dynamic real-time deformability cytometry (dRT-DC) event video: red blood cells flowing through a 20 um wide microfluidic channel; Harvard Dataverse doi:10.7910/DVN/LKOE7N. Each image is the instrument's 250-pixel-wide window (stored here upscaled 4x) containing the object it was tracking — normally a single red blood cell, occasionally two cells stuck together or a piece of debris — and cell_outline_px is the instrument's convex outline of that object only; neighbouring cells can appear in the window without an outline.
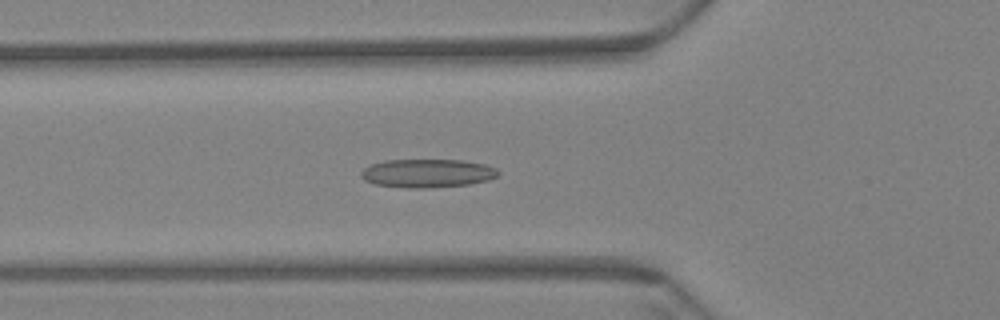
{"species": "Egyptian fruit bat (a non-hibernating species)", "species_latin": "Rousettus aegyptiacus", "temperature_condition": "warm", "stored_images_in_passage": 60, "camera_frame_rate_fps": 3000, "um_per_image_px": 0.085, "animal": {"sex": "female"}, "frame": {"image": 1, "passage_image": 22, "time_ms": 7.0, "image_size_px": [1000, 320], "cell_outline_px": [[500, 172], [496, 176], [488, 180], [468, 184], [424, 188], [408, 188], [376, 184], [364, 180], [360, 176], [360, 172], [364, 168], [372, 164], [384, 160], [460, 160], [484, 164], [496, 168]], "centroid_in_image_um": [36.3, 14.72], "position_along_channel_um": 89.5, "area_um2": 22.6}}
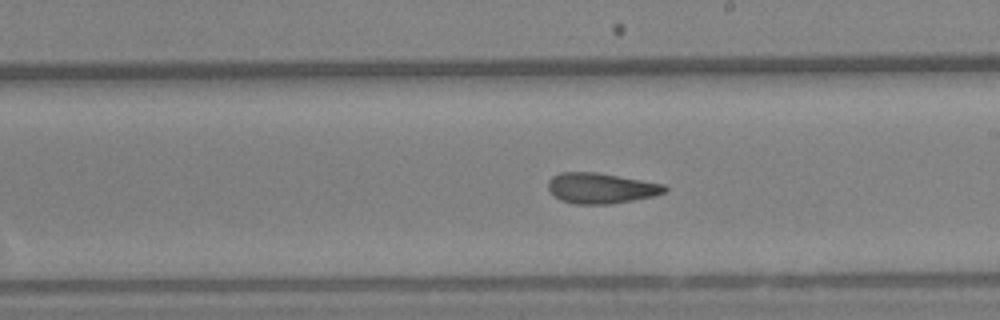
{"frame": {"image": 2, "passage_image": 35, "time_ms": 11.333, "image_size_px": [1000, 320], "cell_outline_px": [[668, 188], [664, 192], [652, 196], [612, 204], [576, 204], [560, 200], [548, 188], [548, 180], [552, 176], [560, 172], [596, 172], [664, 184]], "centroid_in_image_um": [51.06, 15.99], "position_along_channel_um": 237.9, "area_um2": 20.58}}
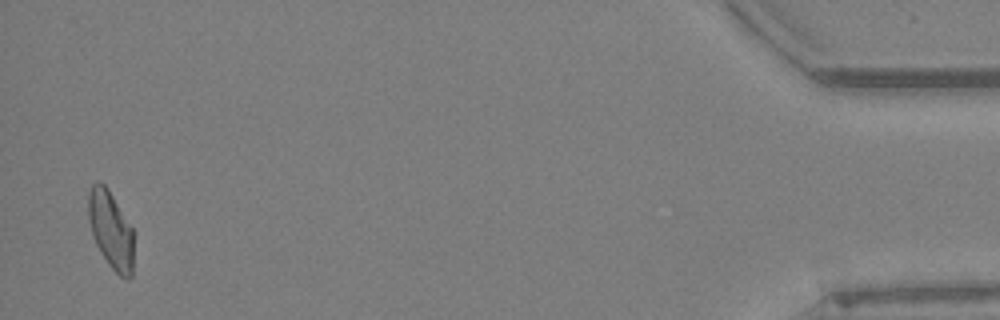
{"frame": {"image": 3, "passage_image": 59, "time_ms": 19.333, "image_size_px": [1000, 320], "cell_outline_px": [[132, 276], [128, 280], [120, 276], [108, 264], [100, 252], [92, 236], [88, 220], [88, 192], [92, 184], [96, 180], [104, 184], [108, 188], [132, 228]], "centroid_in_image_um": [9.38, 19.52], "position_along_channel_um": 425.8, "area_um2": 20.46}, "authors_computed_cell_mechanics": {"area_um2": 21.2993, "velocity_mm_per_s": 3.4433, "shape_relaxation_time_tau1_ms": null, "shape_relaxation_time_tau2_ms": 1.8021, "deformation_change_tau1": null, "deformation_change_tau2": 0.0886}}